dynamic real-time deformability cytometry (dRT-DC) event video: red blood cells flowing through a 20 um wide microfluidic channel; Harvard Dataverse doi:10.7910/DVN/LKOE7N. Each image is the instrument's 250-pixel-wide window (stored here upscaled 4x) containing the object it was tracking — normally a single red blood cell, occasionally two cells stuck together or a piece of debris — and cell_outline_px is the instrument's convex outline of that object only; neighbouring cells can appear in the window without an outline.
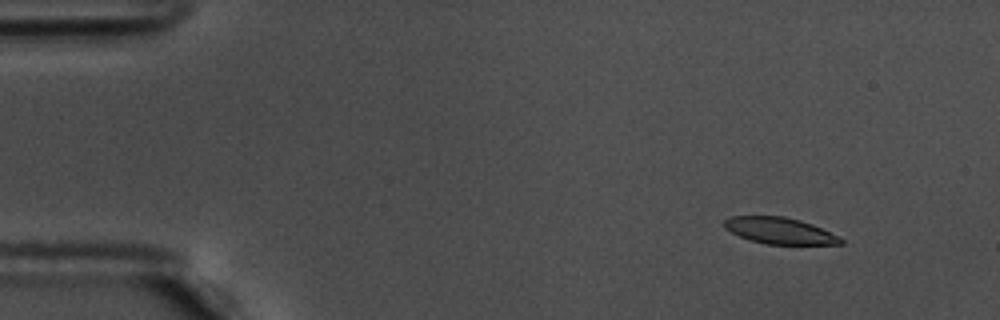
{"species": "common noctule bat (a hibernating species)", "species_latin": "Nyctalus noctula", "temperature_condition": "warm", "stored_images_in_passage": 31, "camera_frame_rate_fps": 3000, "um_per_image_px": 0.085, "animal": {"sex": "male", "body_mass_g": 17.5, "forearm_length_mm": 52.3}, "frame": {"image": 1, "passage_image": 7, "time_ms": 2.0, "image_size_px": [1000, 320], "cell_outline_px": [[844, 244], [764, 244], [748, 240], [724, 228], [724, 220], [732, 216], [784, 216], [800, 220], [812, 224], [844, 240]], "centroid_in_image_um": [66.23, 19.61], "position_along_channel_um": 18.8, "area_um2": 17.74}}
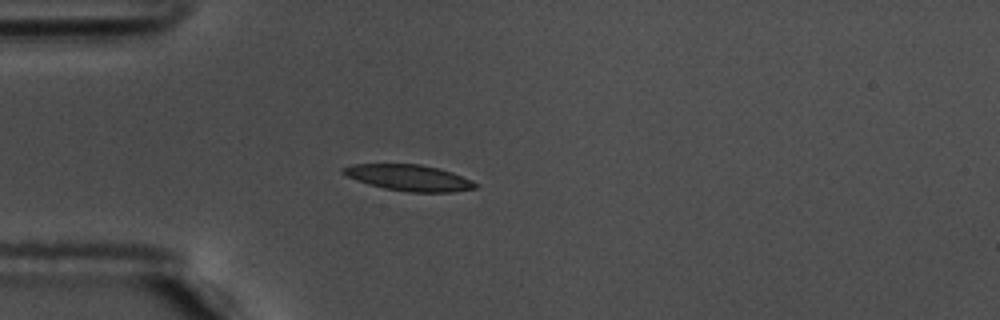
{"frame": {"image": 2, "passage_image": 17, "time_ms": 5.333, "image_size_px": [1000, 320], "cell_outline_px": [[480, 184], [476, 188], [452, 192], [408, 192], [384, 188], [348, 176], [340, 172], [340, 168], [352, 164], [420, 164], [440, 168], [452, 172], [472, 180]], "centroid_in_image_um": [34.81, 15.1], "position_along_channel_um": 50.2, "area_um2": 20.06}}
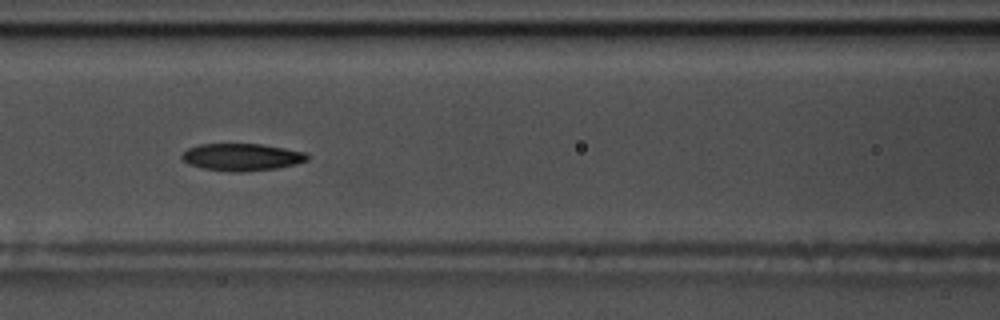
{"frame": {"image": 3, "passage_image": 26, "time_ms": 8.333, "image_size_px": [1000, 320], "cell_outline_px": [[308, 160], [296, 164], [276, 168], [244, 172], [232, 172], [204, 168], [188, 164], [180, 156], [188, 148], [200, 144], [260, 144], [308, 152]], "centroid_in_image_um": [20.57, 13.35], "position_along_channel_um": 146.0, "area_um2": 19.88}}